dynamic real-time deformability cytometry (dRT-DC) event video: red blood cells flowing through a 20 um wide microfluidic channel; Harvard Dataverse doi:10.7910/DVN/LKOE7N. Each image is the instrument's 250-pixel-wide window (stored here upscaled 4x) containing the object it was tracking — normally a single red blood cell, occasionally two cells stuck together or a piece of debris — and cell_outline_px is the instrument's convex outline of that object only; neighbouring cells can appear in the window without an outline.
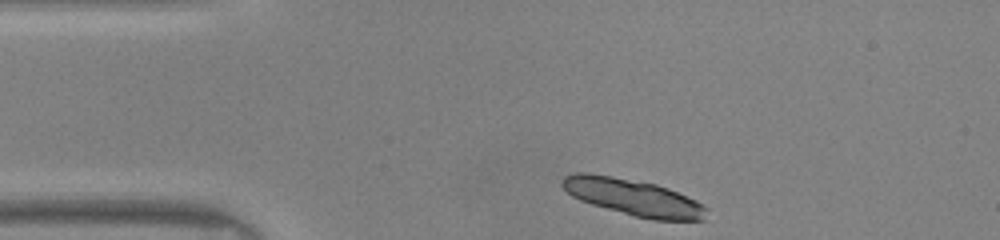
{"species": "common noctule bat (a hibernating species)", "species_latin": "Nyctalus noctula", "temperature_condition": "warm", "stored_images_in_passage": 40, "camera_frame_rate_fps": 3000, "um_per_image_px": 0.085, "animal": {"sex": "male", "body_mass_g": 20.0, "forearm_length_mm": 53.3}, "frame": {"image": 1, "passage_image": 1, "time_ms": 0.0, "image_size_px": [1000, 240], "cell_outline_px": [[708, 208], [704, 220], [652, 220], [632, 216], [592, 204], [580, 200], [572, 196], [560, 184], [560, 180], [564, 176], [576, 172], [588, 172], [612, 176], [656, 184], [668, 188], [696, 200], [704, 204]], "centroid_in_image_um": [53.82, 16.77], "position_along_channel_um": 31.2, "area_um2": 30.92}, "authors_computed_cell_mechanics": {"area_um2": 25.2297, "velocity_mm_per_s": 4.0696, "shape_relaxation_time_tau1_ms": 1.0304, "shape_relaxation_time_tau2_ms": 1.6333, "deformation_change_tau1": 0.2727, "deformation_change_tau2": 0.0811}}